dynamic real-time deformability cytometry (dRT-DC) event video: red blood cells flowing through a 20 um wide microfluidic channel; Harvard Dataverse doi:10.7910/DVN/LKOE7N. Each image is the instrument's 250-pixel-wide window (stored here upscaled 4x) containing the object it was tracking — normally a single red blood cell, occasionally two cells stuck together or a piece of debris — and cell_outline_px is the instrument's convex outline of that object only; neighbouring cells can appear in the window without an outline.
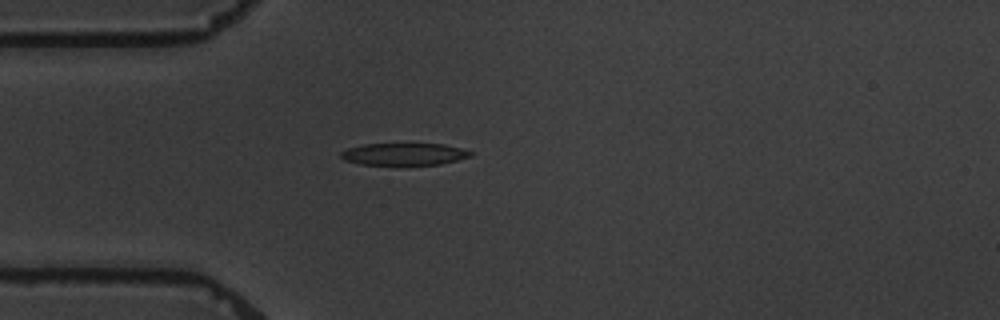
{"species": "common noctule bat (a hibernating species)", "species_latin": "Nyctalus noctula", "temperature_condition": "warm", "stored_images_in_passage": 1, "camera_frame_rate_fps": 3000, "um_per_image_px": 0.085, "animal": {"sex": "male", "body_mass_g": 19.5, "forearm_length_mm": 54.6}, "frame": {"image": 1, "passage_image": 1, "time_ms": 0.0, "image_size_px": [1000, 320], "cell_outline_px": [[472, 156], [440, 164], [408, 168], [396, 168], [360, 164], [344, 160], [340, 156], [340, 152], [348, 148], [364, 144], [444, 144], [464, 148], [472, 152]], "centroid_in_image_um": [34.34, 13.16], "position_along_channel_um": 50.7, "area_um2": 17.86}}